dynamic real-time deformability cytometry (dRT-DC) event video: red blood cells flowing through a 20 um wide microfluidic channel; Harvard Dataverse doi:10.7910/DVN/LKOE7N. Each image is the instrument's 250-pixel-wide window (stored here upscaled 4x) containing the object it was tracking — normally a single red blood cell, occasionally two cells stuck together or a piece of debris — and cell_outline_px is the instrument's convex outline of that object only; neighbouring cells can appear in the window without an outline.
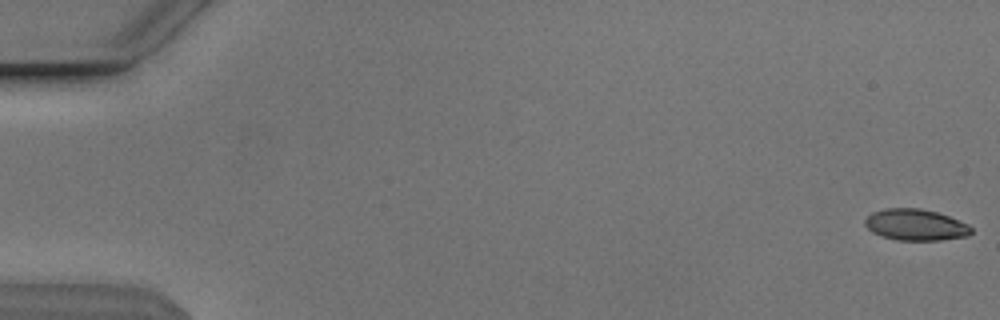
{"species": "Egyptian fruit bat (a non-hibernating species)", "species_latin": "Rousettus aegyptiacus", "temperature_condition": "cold", "stored_images_in_passage": 53, "camera_frame_rate_fps": 3000, "um_per_image_px": 0.085, "animal": {"sex": "male"}, "frame": {"image": 1, "passage_image": 1, "time_ms": 0.0, "image_size_px": [1000, 320], "cell_outline_px": [[972, 232], [968, 236], [940, 240], [896, 240], [872, 232], [864, 224], [864, 220], [872, 212], [884, 208], [920, 208], [936, 212], [948, 216], [968, 224], [972, 228]], "centroid_in_image_um": [77.82, 19.1], "position_along_channel_um": 7.2, "area_um2": 19.36}}
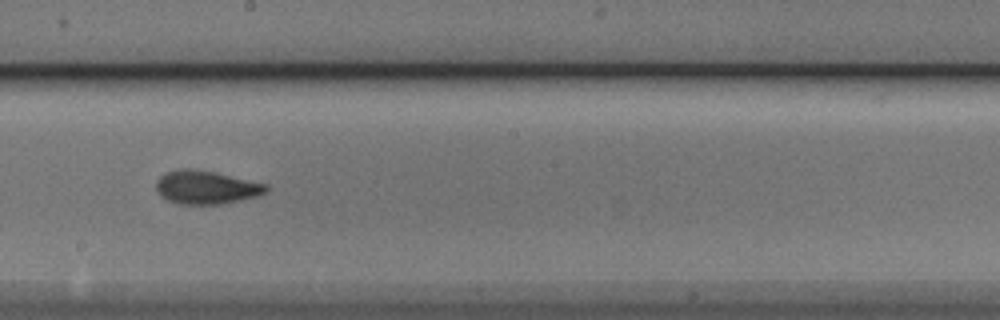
{"frame": {"image": 2, "passage_image": 31, "time_ms": 10.0, "image_size_px": [1000, 320], "cell_outline_px": [[268, 192], [260, 196], [224, 204], [180, 204], [168, 200], [160, 196], [156, 188], [156, 180], [164, 172], [180, 168], [188, 168], [212, 172], [268, 184]], "centroid_in_image_um": [17.53, 15.93], "position_along_channel_um": 230.7, "area_um2": 21.56}}
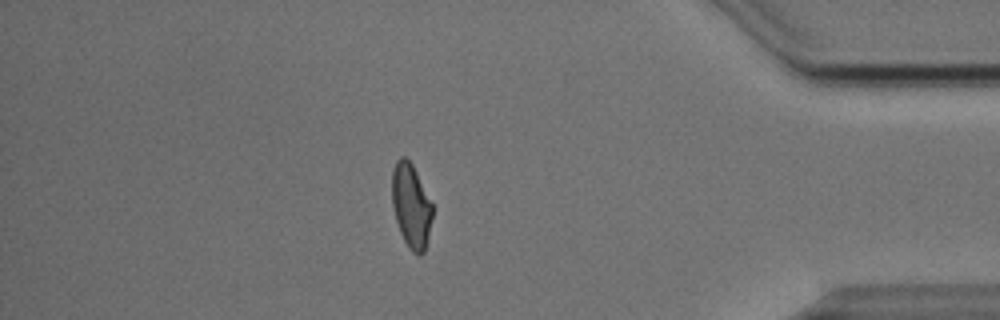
{"frame": {"image": 3, "passage_image": 47, "time_ms": 15.333, "image_size_px": [1000, 320], "cell_outline_px": [[432, 216], [428, 236], [424, 252], [420, 256], [416, 256], [408, 248], [400, 232], [396, 220], [392, 204], [392, 168], [396, 160], [400, 156], [404, 156], [412, 164], [432, 204]], "centroid_in_image_um": [34.92, 17.5], "position_along_channel_um": 400.3, "area_um2": 19.77}, "authors_computed_cell_mechanics": {"area_um2": 20.519, "velocity_mm_per_s": 3.839, "shape_relaxation_time_tau1_ms": 4.3873, "shape_relaxation_time_tau2_ms": 2.0275, "deformation_change_tau1": 0.1501, "deformation_change_tau2": 0.065}}